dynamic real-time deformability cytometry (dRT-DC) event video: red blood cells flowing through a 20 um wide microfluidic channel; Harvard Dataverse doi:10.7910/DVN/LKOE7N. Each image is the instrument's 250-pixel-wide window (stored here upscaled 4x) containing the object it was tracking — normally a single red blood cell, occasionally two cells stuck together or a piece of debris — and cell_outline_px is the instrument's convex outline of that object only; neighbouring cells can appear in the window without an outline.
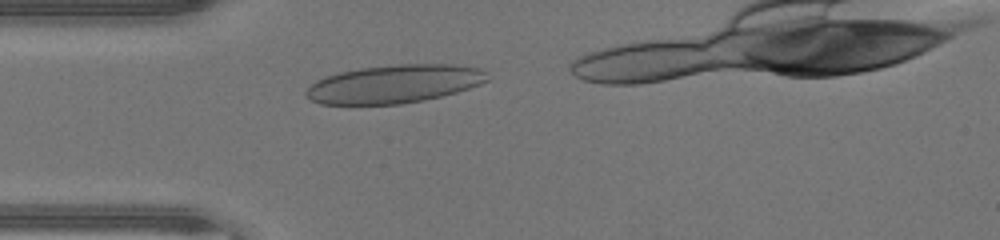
{"species": "human", "species_latin": "Homo sapiens", "temperature_condition": "warm", "stored_images_in_passage": 27, "camera_frame_rate_fps": 3000, "um_per_image_px": 0.085, "donor": {"sex": "male"}, "frame": {"image": 1, "passage_image": 2, "time_ms": 0.333, "image_size_px": [1000, 240], "cell_outline_px": [[488, 80], [480, 84], [456, 92], [424, 100], [400, 104], [320, 104], [312, 100], [304, 92], [316, 80], [340, 72], [360, 68], [396, 64], [456, 64], [480, 68], [484, 72]], "centroid_in_image_um": [33.52, 7.13], "position_along_channel_um": 51.5, "area_um2": 40.11}}
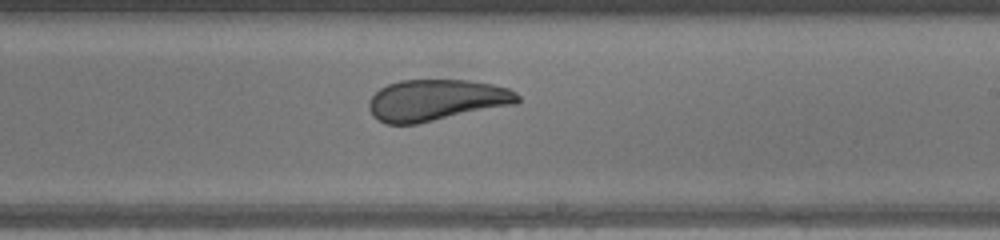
{"frame": {"image": 2, "passage_image": 16, "time_ms": 5.0, "image_size_px": [1000, 240], "cell_outline_px": [[520, 100], [516, 104], [416, 124], [384, 124], [372, 116], [368, 108], [368, 100], [380, 88], [388, 84], [400, 80], [468, 80], [492, 84], [508, 88], [516, 92], [520, 96]], "centroid_in_image_um": [37.07, 8.51], "position_along_channel_um": 251.9, "area_um2": 36.01}}
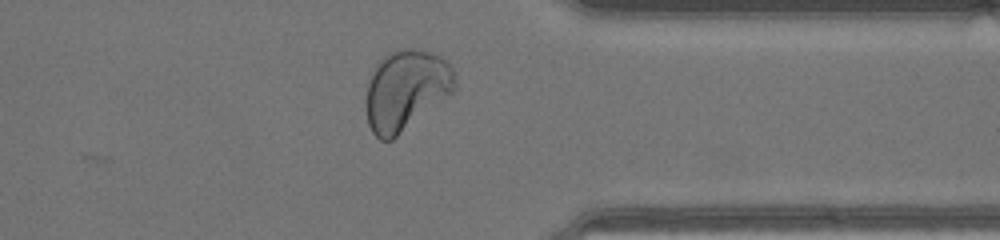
{"frame": {"image": 3, "passage_image": 25, "time_ms": 8.0, "image_size_px": [1000, 240], "cell_outline_px": [[456, 88], [452, 92], [392, 140], [380, 140], [372, 132], [368, 124], [364, 108], [364, 104], [368, 80], [376, 64], [388, 52], [396, 48], [412, 48], [432, 52], [440, 56], [452, 64], [456, 76]], "centroid_in_image_um": [34.48, 7.62], "position_along_channel_um": 376.9, "area_um2": 42.08}}